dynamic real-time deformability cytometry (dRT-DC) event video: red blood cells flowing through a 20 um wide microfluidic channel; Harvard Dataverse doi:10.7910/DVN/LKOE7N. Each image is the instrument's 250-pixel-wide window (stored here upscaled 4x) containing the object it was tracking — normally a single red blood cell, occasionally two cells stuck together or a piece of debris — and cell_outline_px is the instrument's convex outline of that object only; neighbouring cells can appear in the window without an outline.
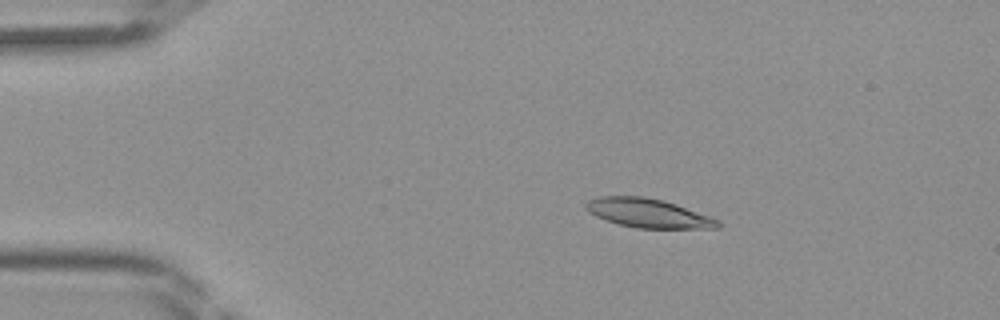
{"species": "Egyptian fruit bat (a non-hibernating species)", "species_latin": "Rousettus aegyptiacus", "temperature_condition": "room temperature", "stored_images_in_passage": 43, "camera_frame_rate_fps": 3000, "um_per_image_px": 0.085, "frame": {"image": 1, "passage_image": 7, "time_ms": 2.0, "image_size_px": [1000, 320], "cell_outline_px": [[724, 224], [720, 228], [636, 228], [620, 224], [596, 216], [588, 212], [584, 208], [584, 204], [588, 200], [600, 196], [644, 196], [664, 200], [712, 216], [720, 220]], "centroid_in_image_um": [55.15, 18.11], "position_along_channel_um": 29.9, "area_um2": 22.54}}
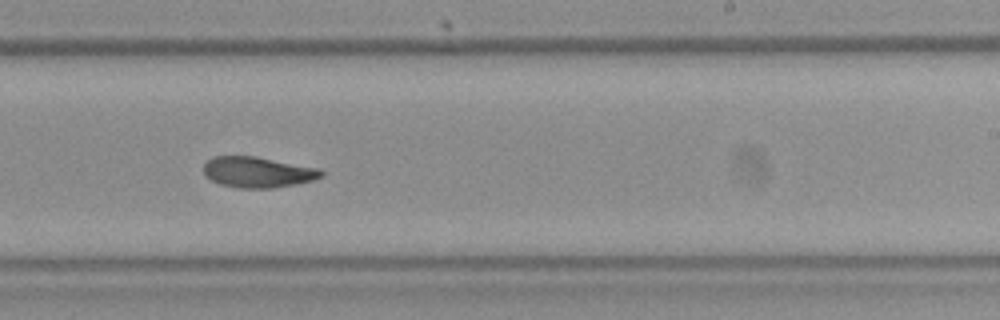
{"frame": {"image": 2, "passage_image": 26, "time_ms": 8.333, "image_size_px": [1000, 320], "cell_outline_px": [[324, 176], [312, 180], [296, 184], [272, 188], [236, 188], [220, 184], [204, 176], [204, 164], [212, 156], [256, 156], [320, 168], [324, 172]], "centroid_in_image_um": [21.91, 14.63], "position_along_channel_um": 267.1, "area_um2": 21.27}}
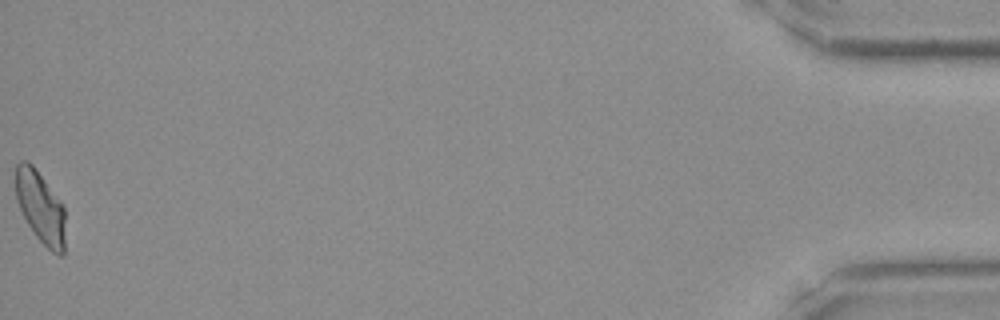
{"frame": {"image": 3, "passage_image": 43, "time_ms": 14.0, "image_size_px": [1000, 320], "cell_outline_px": [[64, 256], [60, 256], [52, 252], [36, 236], [28, 224], [16, 200], [16, 164], [20, 160], [28, 160], [32, 164], [64, 208]], "centroid_in_image_um": [3.42, 17.62], "position_along_channel_um": 431.8, "area_um2": 20.35}}